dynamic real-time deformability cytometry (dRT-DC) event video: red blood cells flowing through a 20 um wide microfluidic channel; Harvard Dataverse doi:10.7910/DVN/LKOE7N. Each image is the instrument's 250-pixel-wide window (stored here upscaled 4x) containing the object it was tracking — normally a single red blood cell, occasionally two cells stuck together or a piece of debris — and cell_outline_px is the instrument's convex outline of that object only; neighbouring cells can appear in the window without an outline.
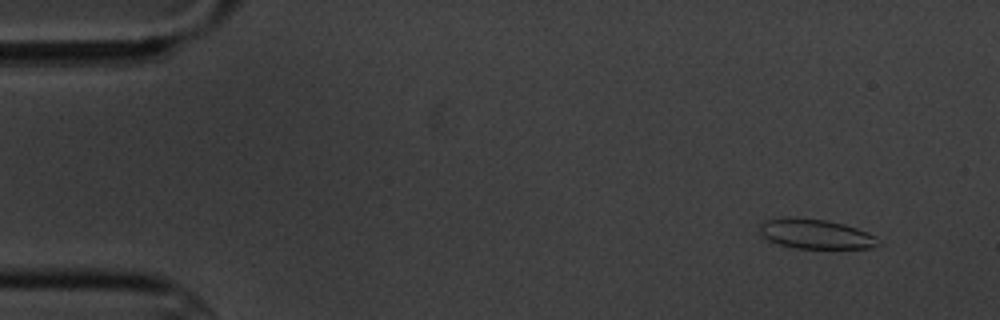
{"species": "common noctule bat (a hibernating species)", "species_latin": "Nyctalus noctula", "temperature_condition": "cold", "stored_images_in_passage": 6, "camera_frame_rate_fps": 3000, "um_per_image_px": 0.085, "animal": {"sex": "male", "body_mass_g": 20.1, "forearm_length_mm": 53.5}, "frame": {"image": 1, "passage_image": 2, "time_ms": 1.0, "image_size_px": [1000, 320], "cell_outline_px": [[880, 244], [872, 248], [796, 248], [780, 244], [768, 240], [760, 232], [760, 224], [764, 220], [788, 216], [828, 220], [844, 224], [868, 232], [876, 236]], "centroid_in_image_um": [69.33, 19.87], "position_along_channel_um": 15.7, "area_um2": 20.58}}